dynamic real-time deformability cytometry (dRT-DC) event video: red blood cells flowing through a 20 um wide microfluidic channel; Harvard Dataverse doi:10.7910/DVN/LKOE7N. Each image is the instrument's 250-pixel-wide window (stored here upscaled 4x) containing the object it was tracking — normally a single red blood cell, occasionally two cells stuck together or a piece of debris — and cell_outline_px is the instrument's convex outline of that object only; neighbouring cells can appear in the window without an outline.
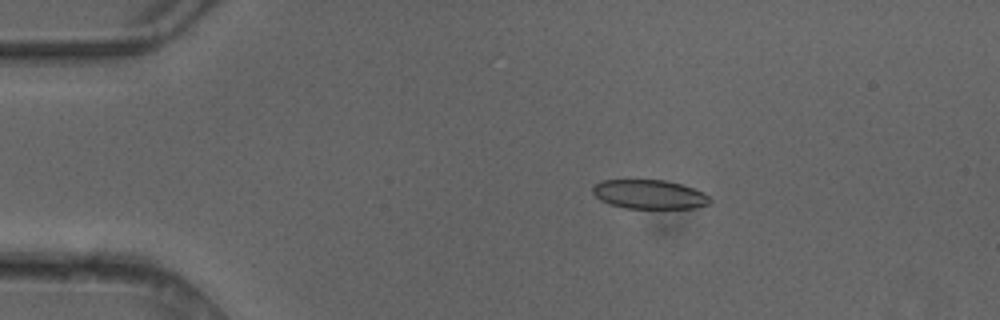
{"species": "common noctule bat (a hibernating species)", "species_latin": "Nyctalus noctula", "temperature_condition": "cold", "stored_images_in_passage": 5, "camera_frame_rate_fps": 3000, "um_per_image_px": 0.085, "animal": {"sex": "female"}, "frame": {"image": 1, "passage_image": 2, "time_ms": 0.333, "image_size_px": [1000, 320], "cell_outline_px": [[712, 204], [696, 208], [624, 208], [600, 200], [592, 192], [592, 188], [600, 180], [664, 180], [680, 184], [704, 192], [712, 200]], "centroid_in_image_um": [55.23, 16.52], "position_along_channel_um": 29.8, "area_um2": 19.88}}
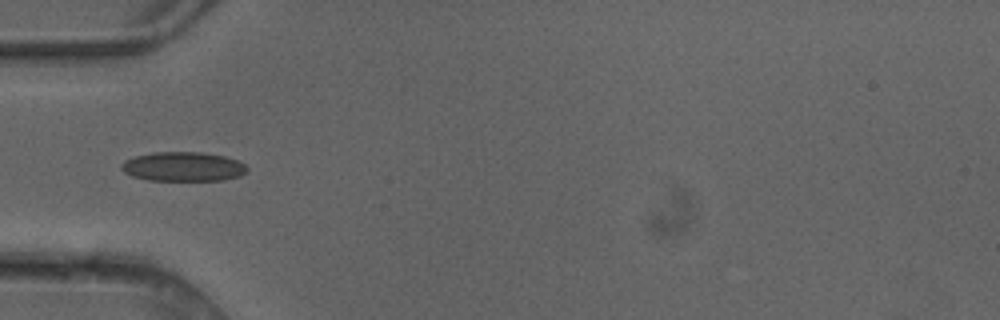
{"frame": {"image": 2, "passage_image": 4, "time_ms": 1.0, "image_size_px": [1000, 320], "cell_outline_px": [[248, 172], [240, 176], [224, 180], [148, 180], [132, 176], [124, 172], [120, 168], [120, 164], [124, 160], [136, 156], [152, 152], [200, 152], [224, 156], [236, 160], [244, 164], [248, 168]], "centroid_in_image_um": [15.56, 14.16], "position_along_channel_um": 69.4, "area_um2": 21.56}}
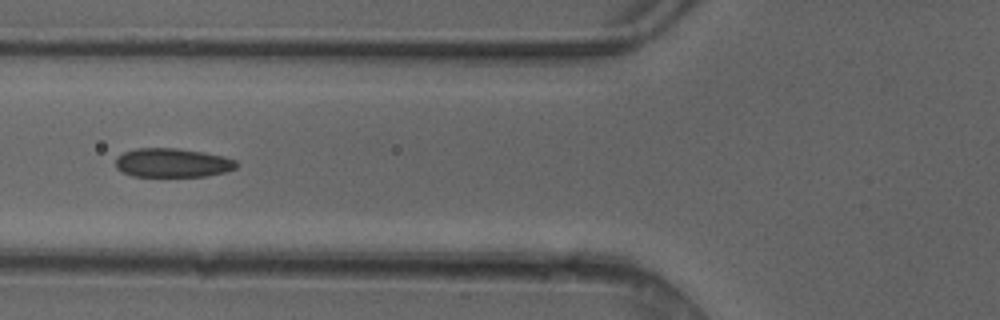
{"frame": {"image": 3, "passage_image": 5, "time_ms": 1.333, "image_size_px": [1000, 320], "cell_outline_px": [[240, 164], [236, 168], [224, 172], [204, 176], [132, 176], [116, 168], [116, 156], [124, 152], [136, 148], [176, 148], [204, 152], [224, 156], [236, 160]], "centroid_in_image_um": [14.67, 13.83], "position_along_channel_um": 111.1, "area_um2": 20.46}}